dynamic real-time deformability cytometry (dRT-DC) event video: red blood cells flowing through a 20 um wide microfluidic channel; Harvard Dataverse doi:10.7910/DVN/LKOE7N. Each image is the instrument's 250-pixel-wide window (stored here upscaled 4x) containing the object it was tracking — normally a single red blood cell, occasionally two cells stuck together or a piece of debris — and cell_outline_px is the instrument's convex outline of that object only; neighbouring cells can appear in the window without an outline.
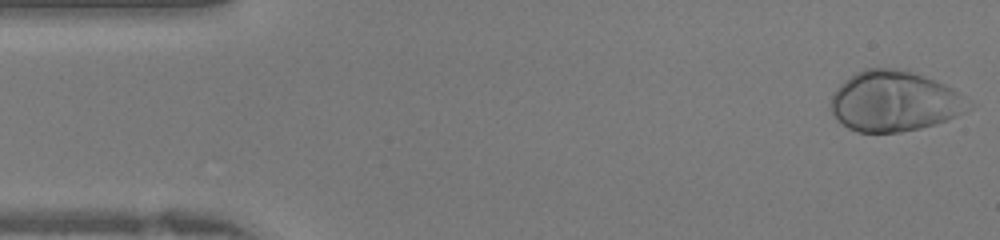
{"species": "human", "species_latin": "Homo sapiens", "temperature_condition": "warm", "stored_images_in_passage": 41, "camera_frame_rate_fps": 3000, "um_per_image_px": 0.085, "donor": {"sex": "female"}, "frame": {"image": 1, "passage_image": 1, "time_ms": 0.0, "image_size_px": [1000, 240], "cell_outline_px": [[972, 108], [948, 120], [936, 124], [920, 128], [900, 132], [856, 132], [848, 128], [836, 120], [832, 112], [832, 92], [844, 80], [856, 72], [864, 68], [908, 68], [936, 80], [952, 88]], "centroid_in_image_um": [75.98, 8.59], "position_along_channel_um": 9.0, "area_um2": 48.73}}
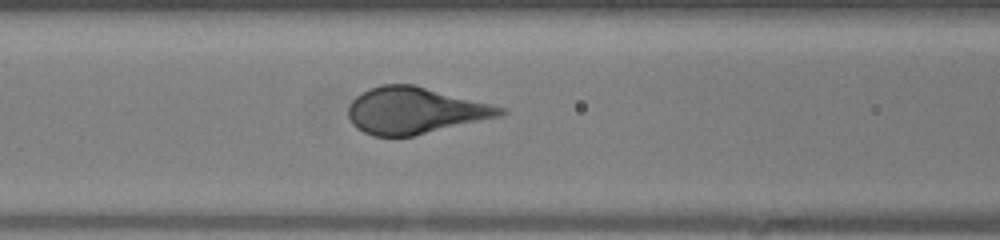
{"frame": {"image": 2, "passage_image": 16, "time_ms": 5.0, "image_size_px": [1000, 240], "cell_outline_px": [[508, 112], [500, 116], [412, 136], [372, 136], [356, 128], [352, 124], [348, 116], [348, 108], [352, 100], [360, 92], [368, 88], [380, 84], [416, 84], [504, 108]], "centroid_in_image_um": [35.21, 9.38], "position_along_channel_um": 131.4, "area_um2": 41.1}}
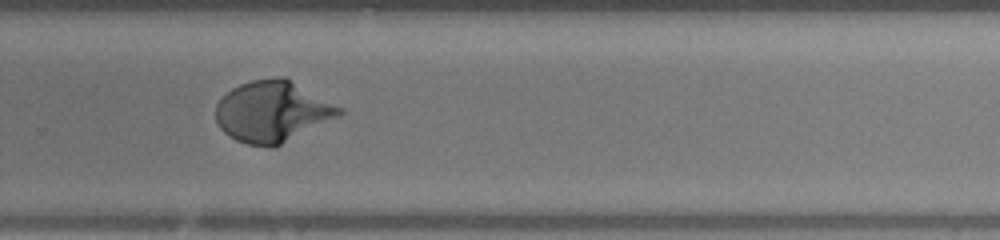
{"frame": {"image": 3, "passage_image": 27, "time_ms": 8.667, "image_size_px": [1000, 240], "cell_outline_px": [[344, 112], [340, 116], [272, 148], [268, 148], [248, 144], [236, 140], [224, 132], [220, 128], [216, 120], [216, 104], [232, 88], [240, 84], [252, 80], [276, 76], [284, 76], [344, 108]], "centroid_in_image_um": [23.17, 9.47], "position_along_channel_um": 306.6, "area_um2": 43.99}}